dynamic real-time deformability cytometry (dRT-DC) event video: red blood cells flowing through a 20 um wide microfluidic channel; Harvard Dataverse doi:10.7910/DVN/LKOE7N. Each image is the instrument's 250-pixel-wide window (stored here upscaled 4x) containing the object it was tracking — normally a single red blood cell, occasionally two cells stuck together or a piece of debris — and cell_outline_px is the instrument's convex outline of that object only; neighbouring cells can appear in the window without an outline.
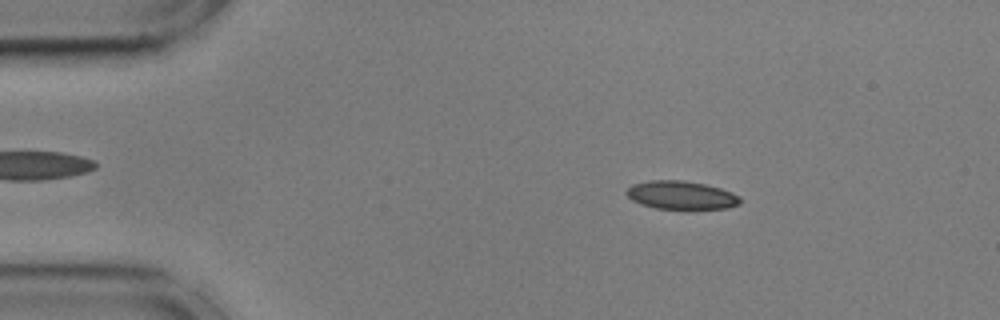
{"species": "common noctule bat (a hibernating species)", "species_latin": "Nyctalus noctula", "temperature_condition": "cold", "stored_images_in_passage": 49, "camera_frame_rate_fps": 3000, "um_per_image_px": 0.085, "animal": {"sex": "male", "body_mass_g": 17.9, "forearm_length_mm": 54.2}, "frame": {"image": 1, "passage_image": 3, "time_ms": 0.667, "image_size_px": [1000, 320], "cell_outline_px": [[740, 204], [724, 208], [656, 208], [640, 204], [632, 200], [624, 192], [632, 184], [648, 180], [680, 180], [704, 184], [720, 188], [732, 192], [740, 196]], "centroid_in_image_um": [57.87, 16.57], "position_along_channel_um": 27.1, "area_um2": 18.55}}
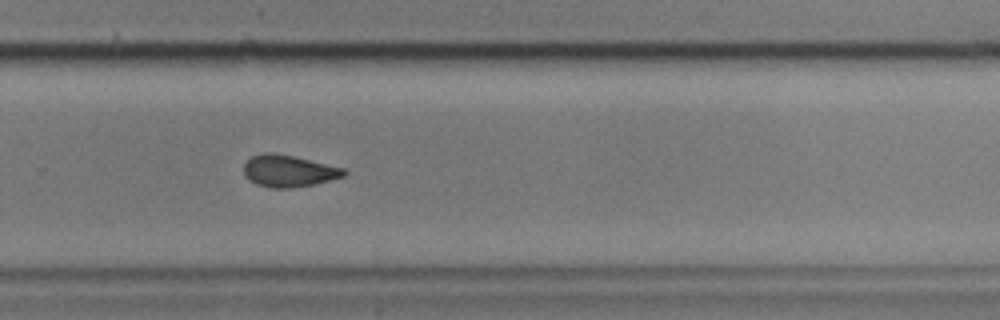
{"frame": {"image": 2, "passage_image": 31, "time_ms": 10.0, "image_size_px": [1000, 320], "cell_outline_px": [[348, 172], [344, 176], [312, 184], [292, 188], [272, 188], [256, 184], [248, 180], [244, 176], [244, 164], [252, 156], [264, 152], [272, 152], [292, 156], [344, 168]], "centroid_in_image_um": [24.49, 14.53], "position_along_channel_um": 305.3, "area_um2": 18.44}}
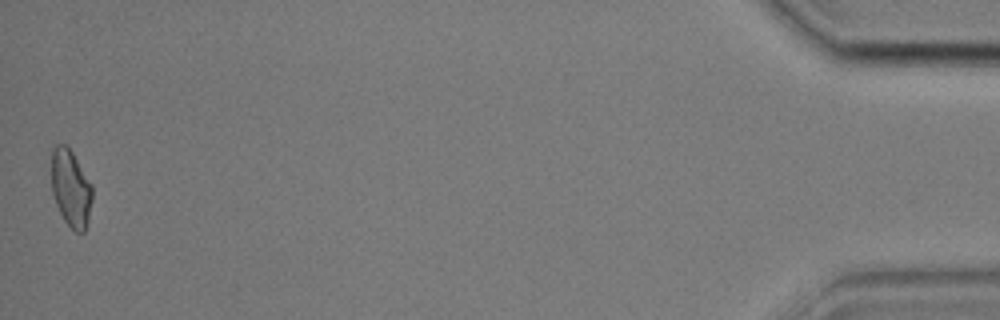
{"frame": {"image": 3, "passage_image": 49, "time_ms": 16.0, "image_size_px": [1000, 320], "cell_outline_px": [[92, 200], [88, 220], [84, 232], [76, 232], [64, 220], [56, 204], [52, 192], [52, 148], [56, 144], [64, 144], [72, 152], [92, 184]], "centroid_in_image_um": [6.02, 16.0], "position_along_channel_um": 429.2, "area_um2": 18.21}, "authors_computed_cell_mechanics": {"area_um2": 18.6694, "velocity_mm_per_s": 3.5919, "shape_relaxation_time_tau1_ms": 2.7956, "shape_relaxation_time_tau2_ms": 2.0174, "deformation_change_tau1": 0.1083, "deformation_change_tau2": 0.0834}}